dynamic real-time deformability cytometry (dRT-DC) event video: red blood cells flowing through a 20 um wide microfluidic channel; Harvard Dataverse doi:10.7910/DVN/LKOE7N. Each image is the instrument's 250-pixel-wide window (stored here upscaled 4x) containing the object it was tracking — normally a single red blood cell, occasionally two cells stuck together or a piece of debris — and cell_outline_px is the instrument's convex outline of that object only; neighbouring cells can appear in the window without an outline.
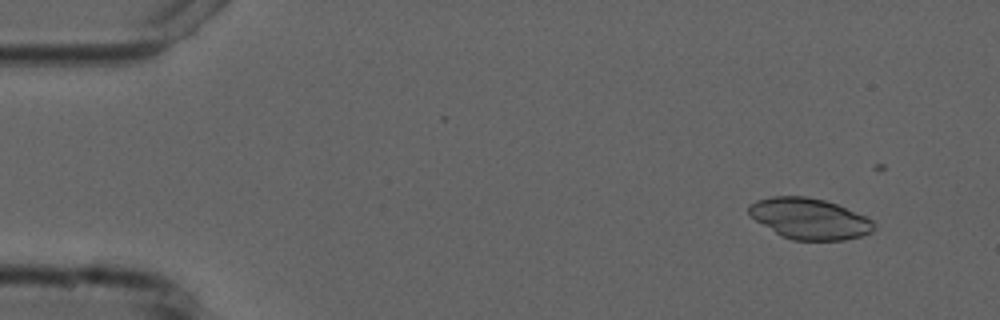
{"species": "common noctule bat (a hibernating species)", "species_latin": "Nyctalus noctula", "temperature_condition": "cold", "stored_images_in_passage": 17, "camera_frame_rate_fps": 3000, "um_per_image_px": 0.085, "animal": {"sex": "male", "forearm_length_mm": 52.5}, "frame": {"image": 1, "passage_image": 5, "time_ms": 1.333, "image_size_px": [1000, 320], "cell_outline_px": [[876, 228], [872, 232], [860, 236], [844, 240], [792, 240], [776, 232], [756, 220], [748, 212], [748, 204], [756, 200], [772, 196], [804, 196], [824, 200], [836, 204], [868, 216], [872, 220]], "centroid_in_image_um": [68.83, 18.58], "position_along_channel_um": 16.2, "area_um2": 29.71}}